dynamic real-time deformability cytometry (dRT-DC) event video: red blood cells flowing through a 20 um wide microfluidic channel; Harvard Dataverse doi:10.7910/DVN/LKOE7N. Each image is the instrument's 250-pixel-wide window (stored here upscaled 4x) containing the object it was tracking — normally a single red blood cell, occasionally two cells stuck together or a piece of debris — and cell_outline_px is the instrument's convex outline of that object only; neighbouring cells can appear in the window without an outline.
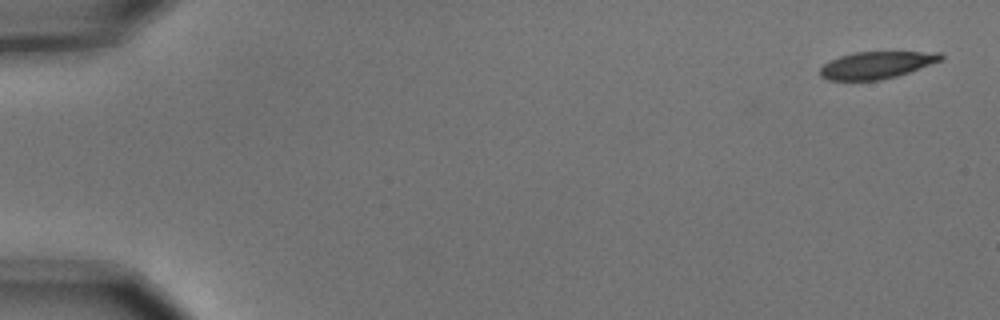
{"species": "common noctule bat (a hibernating species)", "species_latin": "Nyctalus noctula", "temperature_condition": "cold", "stored_images_in_passage": 5, "camera_frame_rate_fps": 3000, "um_per_image_px": 0.085, "animal": {"sex": "male", "body_mass_g": 15.6}, "frame": {"image": 1, "passage_image": 1, "time_ms": 0.0, "image_size_px": [1000, 320], "cell_outline_px": [[944, 60], [896, 76], [880, 80], [828, 80], [820, 76], [820, 68], [824, 64], [840, 56], [856, 52], [940, 52], [944, 56]], "centroid_in_image_um": [74.53, 5.53], "position_along_channel_um": 10.5, "area_um2": 18.96}}
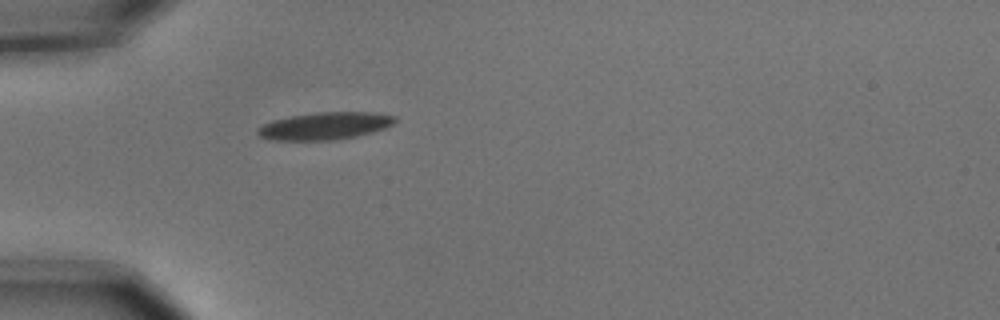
{"frame": {"image": 2, "passage_image": 5, "time_ms": 1.333, "image_size_px": [1000, 320], "cell_outline_px": [[396, 120], [392, 124], [384, 128], [372, 132], [356, 136], [332, 140], [276, 140], [260, 136], [256, 132], [256, 128], [272, 120], [292, 116], [316, 112], [376, 112], [396, 116]], "centroid_in_image_um": [27.62, 10.69], "position_along_channel_um": 57.4, "area_um2": 21.79}}